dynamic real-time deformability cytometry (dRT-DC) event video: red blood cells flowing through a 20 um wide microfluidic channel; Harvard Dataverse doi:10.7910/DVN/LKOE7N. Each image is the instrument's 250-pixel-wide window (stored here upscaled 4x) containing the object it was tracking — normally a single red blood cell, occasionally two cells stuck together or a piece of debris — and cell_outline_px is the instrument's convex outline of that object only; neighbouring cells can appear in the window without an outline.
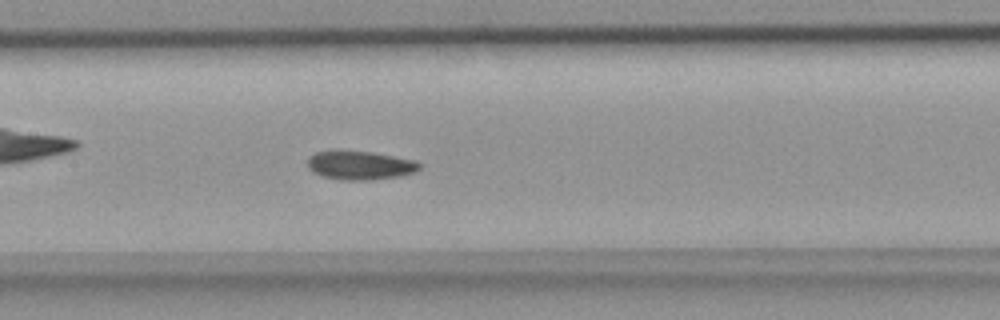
{"species": "common noctule bat (a hibernating species)", "species_latin": "Nyctalus noctula", "temperature_condition": "room temperature", "stored_images_in_passage": 49, "camera_frame_rate_fps": 3000, "um_per_image_px": 0.085, "animal": {"sex": "female", "body_mass_g": 18.4}, "frame": {"image": 1, "passage_image": 23, "time_ms": 7.333, "image_size_px": [1000, 320], "cell_outline_px": [[420, 168], [412, 172], [400, 176], [368, 180], [340, 180], [324, 176], [312, 172], [308, 168], [308, 156], [316, 152], [332, 148], [340, 148], [372, 152], [416, 160], [420, 164]], "centroid_in_image_um": [30.52, 14.01], "position_along_channel_um": 176.9, "area_um2": 19.31}}
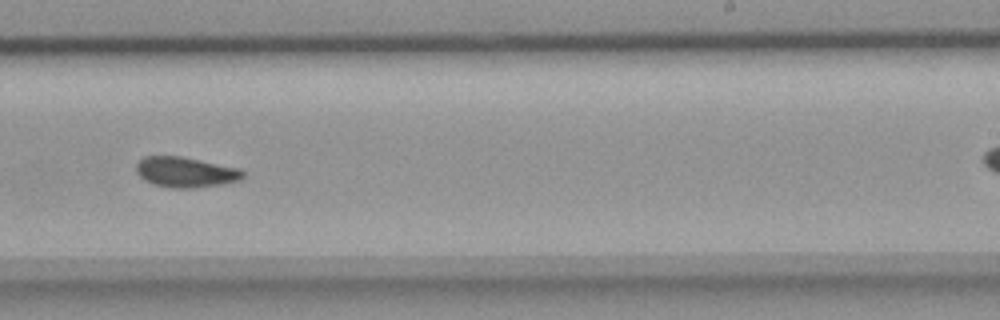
{"frame": {"image": 2, "passage_image": 30, "time_ms": 9.667, "image_size_px": [1000, 320], "cell_outline_px": [[244, 176], [240, 180], [224, 184], [192, 188], [168, 188], [152, 184], [144, 180], [136, 172], [136, 164], [144, 156], [180, 156], [240, 168], [244, 172]], "centroid_in_image_um": [15.77, 14.64], "position_along_channel_um": 273.2, "area_um2": 19.02}}
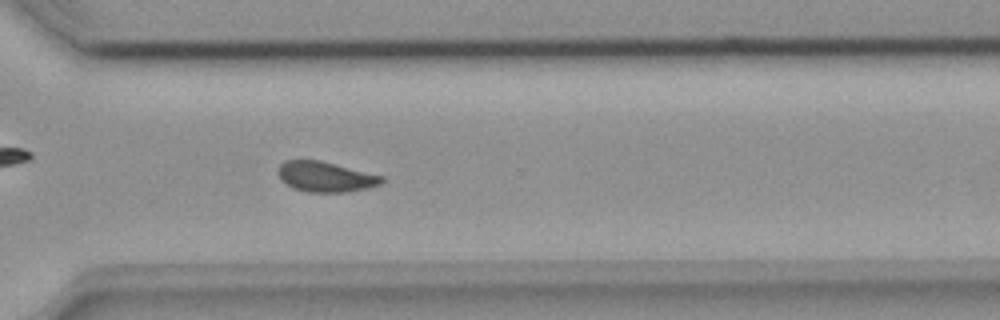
{"frame": {"image": 3, "passage_image": 35, "time_ms": 11.333, "image_size_px": [1000, 320], "cell_outline_px": [[384, 180], [380, 184], [368, 188], [344, 192], [308, 192], [292, 188], [280, 180], [280, 164], [284, 160], [320, 160], [384, 176]], "centroid_in_image_um": [27.68, 15.02], "position_along_channel_um": 342.9, "area_um2": 18.21}}